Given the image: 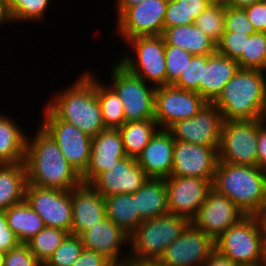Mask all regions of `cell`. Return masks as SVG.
I'll return each instance as SVG.
<instances>
[{
	"instance_id": "7c38bea8",
	"label": "cell",
	"mask_w": 266,
	"mask_h": 266,
	"mask_svg": "<svg viewBox=\"0 0 266 266\" xmlns=\"http://www.w3.org/2000/svg\"><path fill=\"white\" fill-rule=\"evenodd\" d=\"M207 101L194 91L164 85L156 87L154 120L160 129H168L179 120L194 117Z\"/></svg>"
},
{
	"instance_id": "d6986e66",
	"label": "cell",
	"mask_w": 266,
	"mask_h": 266,
	"mask_svg": "<svg viewBox=\"0 0 266 266\" xmlns=\"http://www.w3.org/2000/svg\"><path fill=\"white\" fill-rule=\"evenodd\" d=\"M149 179L135 158L125 157L100 173L90 184L103 196L133 194Z\"/></svg>"
},
{
	"instance_id": "1f68e13d",
	"label": "cell",
	"mask_w": 266,
	"mask_h": 266,
	"mask_svg": "<svg viewBox=\"0 0 266 266\" xmlns=\"http://www.w3.org/2000/svg\"><path fill=\"white\" fill-rule=\"evenodd\" d=\"M100 81L96 77V94L104 125L106 128H119L126 122L121 99L107 83Z\"/></svg>"
},
{
	"instance_id": "83f0119b",
	"label": "cell",
	"mask_w": 266,
	"mask_h": 266,
	"mask_svg": "<svg viewBox=\"0 0 266 266\" xmlns=\"http://www.w3.org/2000/svg\"><path fill=\"white\" fill-rule=\"evenodd\" d=\"M27 175L24 162L0 164V211L25 199Z\"/></svg>"
},
{
	"instance_id": "11a10c76",
	"label": "cell",
	"mask_w": 266,
	"mask_h": 266,
	"mask_svg": "<svg viewBox=\"0 0 266 266\" xmlns=\"http://www.w3.org/2000/svg\"><path fill=\"white\" fill-rule=\"evenodd\" d=\"M107 266H131V261L128 258L120 261H111Z\"/></svg>"
},
{
	"instance_id": "603a6c76",
	"label": "cell",
	"mask_w": 266,
	"mask_h": 266,
	"mask_svg": "<svg viewBox=\"0 0 266 266\" xmlns=\"http://www.w3.org/2000/svg\"><path fill=\"white\" fill-rule=\"evenodd\" d=\"M173 152L171 133L167 129H159L136 160L149 178L166 179L173 170Z\"/></svg>"
},
{
	"instance_id": "680465c9",
	"label": "cell",
	"mask_w": 266,
	"mask_h": 266,
	"mask_svg": "<svg viewBox=\"0 0 266 266\" xmlns=\"http://www.w3.org/2000/svg\"><path fill=\"white\" fill-rule=\"evenodd\" d=\"M262 219H263L264 225L266 227V209H265V212L262 215Z\"/></svg>"
},
{
	"instance_id": "f6af8a7d",
	"label": "cell",
	"mask_w": 266,
	"mask_h": 266,
	"mask_svg": "<svg viewBox=\"0 0 266 266\" xmlns=\"http://www.w3.org/2000/svg\"><path fill=\"white\" fill-rule=\"evenodd\" d=\"M19 244L20 241L8 226L4 211H0V251L8 252Z\"/></svg>"
},
{
	"instance_id": "7a4b0ae2",
	"label": "cell",
	"mask_w": 266,
	"mask_h": 266,
	"mask_svg": "<svg viewBox=\"0 0 266 266\" xmlns=\"http://www.w3.org/2000/svg\"><path fill=\"white\" fill-rule=\"evenodd\" d=\"M67 87L53 93L45 105L60 120L76 126L90 137L98 135L106 127L96 94V75L90 70L82 72Z\"/></svg>"
},
{
	"instance_id": "9c48e42d",
	"label": "cell",
	"mask_w": 266,
	"mask_h": 266,
	"mask_svg": "<svg viewBox=\"0 0 266 266\" xmlns=\"http://www.w3.org/2000/svg\"><path fill=\"white\" fill-rule=\"evenodd\" d=\"M43 112L44 119L40 126L57 143L67 162L81 176L89 164L92 137L76 126L60 120L46 105Z\"/></svg>"
},
{
	"instance_id": "d6a6232c",
	"label": "cell",
	"mask_w": 266,
	"mask_h": 266,
	"mask_svg": "<svg viewBox=\"0 0 266 266\" xmlns=\"http://www.w3.org/2000/svg\"><path fill=\"white\" fill-rule=\"evenodd\" d=\"M70 233L58 228L44 227L26 244L40 263H45Z\"/></svg>"
},
{
	"instance_id": "7402d4cb",
	"label": "cell",
	"mask_w": 266,
	"mask_h": 266,
	"mask_svg": "<svg viewBox=\"0 0 266 266\" xmlns=\"http://www.w3.org/2000/svg\"><path fill=\"white\" fill-rule=\"evenodd\" d=\"M105 218V199L91 184L72 189V235L80 236Z\"/></svg>"
},
{
	"instance_id": "bcb514c9",
	"label": "cell",
	"mask_w": 266,
	"mask_h": 266,
	"mask_svg": "<svg viewBox=\"0 0 266 266\" xmlns=\"http://www.w3.org/2000/svg\"><path fill=\"white\" fill-rule=\"evenodd\" d=\"M215 0H182L185 10L186 25L193 24L195 19Z\"/></svg>"
},
{
	"instance_id": "5bb4252c",
	"label": "cell",
	"mask_w": 266,
	"mask_h": 266,
	"mask_svg": "<svg viewBox=\"0 0 266 266\" xmlns=\"http://www.w3.org/2000/svg\"><path fill=\"white\" fill-rule=\"evenodd\" d=\"M223 122L221 111L207 102L194 117L179 120L167 130L174 140L219 148Z\"/></svg>"
},
{
	"instance_id": "8d00e7d4",
	"label": "cell",
	"mask_w": 266,
	"mask_h": 266,
	"mask_svg": "<svg viewBox=\"0 0 266 266\" xmlns=\"http://www.w3.org/2000/svg\"><path fill=\"white\" fill-rule=\"evenodd\" d=\"M83 250L80 236L69 234L44 264L46 266H72Z\"/></svg>"
},
{
	"instance_id": "ffe728a7",
	"label": "cell",
	"mask_w": 266,
	"mask_h": 266,
	"mask_svg": "<svg viewBox=\"0 0 266 266\" xmlns=\"http://www.w3.org/2000/svg\"><path fill=\"white\" fill-rule=\"evenodd\" d=\"M125 157L127 155L118 128H105L92 137L90 160L81 175L82 183L90 184L100 173L109 170Z\"/></svg>"
},
{
	"instance_id": "30bf717a",
	"label": "cell",
	"mask_w": 266,
	"mask_h": 266,
	"mask_svg": "<svg viewBox=\"0 0 266 266\" xmlns=\"http://www.w3.org/2000/svg\"><path fill=\"white\" fill-rule=\"evenodd\" d=\"M258 120L224 121L221 130L218 160L258 166Z\"/></svg>"
},
{
	"instance_id": "f35d334b",
	"label": "cell",
	"mask_w": 266,
	"mask_h": 266,
	"mask_svg": "<svg viewBox=\"0 0 266 266\" xmlns=\"http://www.w3.org/2000/svg\"><path fill=\"white\" fill-rule=\"evenodd\" d=\"M203 74V55H193L185 71L181 73L178 80L173 84L174 87L194 91L200 95V81Z\"/></svg>"
},
{
	"instance_id": "6da1fadb",
	"label": "cell",
	"mask_w": 266,
	"mask_h": 266,
	"mask_svg": "<svg viewBox=\"0 0 266 266\" xmlns=\"http://www.w3.org/2000/svg\"><path fill=\"white\" fill-rule=\"evenodd\" d=\"M37 129L33 138L29 134L26 141L27 185L63 191L80 185L81 176L67 162L57 143L40 125Z\"/></svg>"
},
{
	"instance_id": "2e32d148",
	"label": "cell",
	"mask_w": 266,
	"mask_h": 266,
	"mask_svg": "<svg viewBox=\"0 0 266 266\" xmlns=\"http://www.w3.org/2000/svg\"><path fill=\"white\" fill-rule=\"evenodd\" d=\"M215 249V240L189 223L159 261L164 266H201Z\"/></svg>"
},
{
	"instance_id": "8fae6325",
	"label": "cell",
	"mask_w": 266,
	"mask_h": 266,
	"mask_svg": "<svg viewBox=\"0 0 266 266\" xmlns=\"http://www.w3.org/2000/svg\"><path fill=\"white\" fill-rule=\"evenodd\" d=\"M168 0H143L127 8L116 20V36L126 42L137 36H159L164 31Z\"/></svg>"
},
{
	"instance_id": "681fc988",
	"label": "cell",
	"mask_w": 266,
	"mask_h": 266,
	"mask_svg": "<svg viewBox=\"0 0 266 266\" xmlns=\"http://www.w3.org/2000/svg\"><path fill=\"white\" fill-rule=\"evenodd\" d=\"M201 266H237L227 256L214 250L210 257Z\"/></svg>"
},
{
	"instance_id": "d4e9b609",
	"label": "cell",
	"mask_w": 266,
	"mask_h": 266,
	"mask_svg": "<svg viewBox=\"0 0 266 266\" xmlns=\"http://www.w3.org/2000/svg\"><path fill=\"white\" fill-rule=\"evenodd\" d=\"M165 42L186 50L192 55H211L216 43L193 24L166 28L162 34Z\"/></svg>"
},
{
	"instance_id": "816d5d0a",
	"label": "cell",
	"mask_w": 266,
	"mask_h": 266,
	"mask_svg": "<svg viewBox=\"0 0 266 266\" xmlns=\"http://www.w3.org/2000/svg\"><path fill=\"white\" fill-rule=\"evenodd\" d=\"M143 0H116L115 2V9L117 11H115L116 14V18H118L127 8L137 5L139 3H141Z\"/></svg>"
},
{
	"instance_id": "ee69618b",
	"label": "cell",
	"mask_w": 266,
	"mask_h": 266,
	"mask_svg": "<svg viewBox=\"0 0 266 266\" xmlns=\"http://www.w3.org/2000/svg\"><path fill=\"white\" fill-rule=\"evenodd\" d=\"M244 10L255 31L266 32V4L258 1Z\"/></svg>"
},
{
	"instance_id": "6f0895ef",
	"label": "cell",
	"mask_w": 266,
	"mask_h": 266,
	"mask_svg": "<svg viewBox=\"0 0 266 266\" xmlns=\"http://www.w3.org/2000/svg\"><path fill=\"white\" fill-rule=\"evenodd\" d=\"M5 252L0 251V266H4Z\"/></svg>"
},
{
	"instance_id": "f1b7e54d",
	"label": "cell",
	"mask_w": 266,
	"mask_h": 266,
	"mask_svg": "<svg viewBox=\"0 0 266 266\" xmlns=\"http://www.w3.org/2000/svg\"><path fill=\"white\" fill-rule=\"evenodd\" d=\"M4 213L8 226L15 233L20 243L26 244L45 227L43 219L25 199L10 206Z\"/></svg>"
},
{
	"instance_id": "484cf974",
	"label": "cell",
	"mask_w": 266,
	"mask_h": 266,
	"mask_svg": "<svg viewBox=\"0 0 266 266\" xmlns=\"http://www.w3.org/2000/svg\"><path fill=\"white\" fill-rule=\"evenodd\" d=\"M8 115L0 112V164L22 163L28 134Z\"/></svg>"
},
{
	"instance_id": "4fadbf2b",
	"label": "cell",
	"mask_w": 266,
	"mask_h": 266,
	"mask_svg": "<svg viewBox=\"0 0 266 266\" xmlns=\"http://www.w3.org/2000/svg\"><path fill=\"white\" fill-rule=\"evenodd\" d=\"M25 200L43 219L45 227L58 228L71 234L72 190L27 185Z\"/></svg>"
},
{
	"instance_id": "5b68a950",
	"label": "cell",
	"mask_w": 266,
	"mask_h": 266,
	"mask_svg": "<svg viewBox=\"0 0 266 266\" xmlns=\"http://www.w3.org/2000/svg\"><path fill=\"white\" fill-rule=\"evenodd\" d=\"M264 230L262 216H246L215 240L216 250L237 266L262 264Z\"/></svg>"
},
{
	"instance_id": "f546056e",
	"label": "cell",
	"mask_w": 266,
	"mask_h": 266,
	"mask_svg": "<svg viewBox=\"0 0 266 266\" xmlns=\"http://www.w3.org/2000/svg\"><path fill=\"white\" fill-rule=\"evenodd\" d=\"M104 199L106 218L131 235L142 222L134 194L121 193Z\"/></svg>"
},
{
	"instance_id": "ba28073f",
	"label": "cell",
	"mask_w": 266,
	"mask_h": 266,
	"mask_svg": "<svg viewBox=\"0 0 266 266\" xmlns=\"http://www.w3.org/2000/svg\"><path fill=\"white\" fill-rule=\"evenodd\" d=\"M134 56L125 53L118 62L129 72L155 87L167 85L165 40L159 36H137L125 44ZM133 56V57H132Z\"/></svg>"
},
{
	"instance_id": "44dd1931",
	"label": "cell",
	"mask_w": 266,
	"mask_h": 266,
	"mask_svg": "<svg viewBox=\"0 0 266 266\" xmlns=\"http://www.w3.org/2000/svg\"><path fill=\"white\" fill-rule=\"evenodd\" d=\"M80 238L84 249L96 251L110 261H120L129 257L128 248L127 251L121 249L124 246L130 247V235L107 218L83 232Z\"/></svg>"
},
{
	"instance_id": "f5cc1de1",
	"label": "cell",
	"mask_w": 266,
	"mask_h": 266,
	"mask_svg": "<svg viewBox=\"0 0 266 266\" xmlns=\"http://www.w3.org/2000/svg\"><path fill=\"white\" fill-rule=\"evenodd\" d=\"M225 6L244 9L245 7L251 6L260 0H220Z\"/></svg>"
},
{
	"instance_id": "7bdbcfd3",
	"label": "cell",
	"mask_w": 266,
	"mask_h": 266,
	"mask_svg": "<svg viewBox=\"0 0 266 266\" xmlns=\"http://www.w3.org/2000/svg\"><path fill=\"white\" fill-rule=\"evenodd\" d=\"M180 25H186L182 0H168L164 17V30Z\"/></svg>"
},
{
	"instance_id": "cb8c5ba5",
	"label": "cell",
	"mask_w": 266,
	"mask_h": 266,
	"mask_svg": "<svg viewBox=\"0 0 266 266\" xmlns=\"http://www.w3.org/2000/svg\"><path fill=\"white\" fill-rule=\"evenodd\" d=\"M239 68L236 60L225 57L217 51L211 55H203L200 95L207 102H213Z\"/></svg>"
},
{
	"instance_id": "52a82bcc",
	"label": "cell",
	"mask_w": 266,
	"mask_h": 266,
	"mask_svg": "<svg viewBox=\"0 0 266 266\" xmlns=\"http://www.w3.org/2000/svg\"><path fill=\"white\" fill-rule=\"evenodd\" d=\"M114 63L107 84L121 99L126 122L154 119L156 87L129 72L118 61Z\"/></svg>"
},
{
	"instance_id": "e575fe53",
	"label": "cell",
	"mask_w": 266,
	"mask_h": 266,
	"mask_svg": "<svg viewBox=\"0 0 266 266\" xmlns=\"http://www.w3.org/2000/svg\"><path fill=\"white\" fill-rule=\"evenodd\" d=\"M242 69L266 72V32H255L246 38L245 51L236 60Z\"/></svg>"
},
{
	"instance_id": "836d02e7",
	"label": "cell",
	"mask_w": 266,
	"mask_h": 266,
	"mask_svg": "<svg viewBox=\"0 0 266 266\" xmlns=\"http://www.w3.org/2000/svg\"><path fill=\"white\" fill-rule=\"evenodd\" d=\"M194 25L217 44L225 31V5L215 0L195 19Z\"/></svg>"
},
{
	"instance_id": "ac0fdd59",
	"label": "cell",
	"mask_w": 266,
	"mask_h": 266,
	"mask_svg": "<svg viewBox=\"0 0 266 266\" xmlns=\"http://www.w3.org/2000/svg\"><path fill=\"white\" fill-rule=\"evenodd\" d=\"M218 149L174 140L173 170L170 176L213 180Z\"/></svg>"
},
{
	"instance_id": "c3c4849f",
	"label": "cell",
	"mask_w": 266,
	"mask_h": 266,
	"mask_svg": "<svg viewBox=\"0 0 266 266\" xmlns=\"http://www.w3.org/2000/svg\"><path fill=\"white\" fill-rule=\"evenodd\" d=\"M257 156L258 167L266 170V119L258 120Z\"/></svg>"
},
{
	"instance_id": "9a60e30c",
	"label": "cell",
	"mask_w": 266,
	"mask_h": 266,
	"mask_svg": "<svg viewBox=\"0 0 266 266\" xmlns=\"http://www.w3.org/2000/svg\"><path fill=\"white\" fill-rule=\"evenodd\" d=\"M244 217H246L245 213L229 198L211 188L206 195V200L190 223L216 240Z\"/></svg>"
},
{
	"instance_id": "3957f363",
	"label": "cell",
	"mask_w": 266,
	"mask_h": 266,
	"mask_svg": "<svg viewBox=\"0 0 266 266\" xmlns=\"http://www.w3.org/2000/svg\"><path fill=\"white\" fill-rule=\"evenodd\" d=\"M212 103L224 121L266 119V72L239 68Z\"/></svg>"
},
{
	"instance_id": "4316f807",
	"label": "cell",
	"mask_w": 266,
	"mask_h": 266,
	"mask_svg": "<svg viewBox=\"0 0 266 266\" xmlns=\"http://www.w3.org/2000/svg\"><path fill=\"white\" fill-rule=\"evenodd\" d=\"M134 198L141 221L154 219L168 214L167 186L165 179L149 178L137 190Z\"/></svg>"
},
{
	"instance_id": "4dcf8cb0",
	"label": "cell",
	"mask_w": 266,
	"mask_h": 266,
	"mask_svg": "<svg viewBox=\"0 0 266 266\" xmlns=\"http://www.w3.org/2000/svg\"><path fill=\"white\" fill-rule=\"evenodd\" d=\"M159 129L154 119L125 122L119 127L127 157L136 159Z\"/></svg>"
},
{
	"instance_id": "e0dca14e",
	"label": "cell",
	"mask_w": 266,
	"mask_h": 266,
	"mask_svg": "<svg viewBox=\"0 0 266 266\" xmlns=\"http://www.w3.org/2000/svg\"><path fill=\"white\" fill-rule=\"evenodd\" d=\"M165 181L168 214L184 217L190 222L206 200L213 180L170 176Z\"/></svg>"
},
{
	"instance_id": "ab89813d",
	"label": "cell",
	"mask_w": 266,
	"mask_h": 266,
	"mask_svg": "<svg viewBox=\"0 0 266 266\" xmlns=\"http://www.w3.org/2000/svg\"><path fill=\"white\" fill-rule=\"evenodd\" d=\"M250 35L224 31L220 41L216 44V51L225 57L237 60L245 51L246 38Z\"/></svg>"
},
{
	"instance_id": "f907efd6",
	"label": "cell",
	"mask_w": 266,
	"mask_h": 266,
	"mask_svg": "<svg viewBox=\"0 0 266 266\" xmlns=\"http://www.w3.org/2000/svg\"><path fill=\"white\" fill-rule=\"evenodd\" d=\"M9 22L13 24L12 16L10 13L9 5H8V0H0V25H8L7 23ZM1 27V26H0Z\"/></svg>"
},
{
	"instance_id": "db71d44e",
	"label": "cell",
	"mask_w": 266,
	"mask_h": 266,
	"mask_svg": "<svg viewBox=\"0 0 266 266\" xmlns=\"http://www.w3.org/2000/svg\"><path fill=\"white\" fill-rule=\"evenodd\" d=\"M131 266H164L159 260H141L134 257H128Z\"/></svg>"
},
{
	"instance_id": "8992f818",
	"label": "cell",
	"mask_w": 266,
	"mask_h": 266,
	"mask_svg": "<svg viewBox=\"0 0 266 266\" xmlns=\"http://www.w3.org/2000/svg\"><path fill=\"white\" fill-rule=\"evenodd\" d=\"M189 223L186 218L172 214L143 220L130 235L129 257L159 260Z\"/></svg>"
},
{
	"instance_id": "74e56055",
	"label": "cell",
	"mask_w": 266,
	"mask_h": 266,
	"mask_svg": "<svg viewBox=\"0 0 266 266\" xmlns=\"http://www.w3.org/2000/svg\"><path fill=\"white\" fill-rule=\"evenodd\" d=\"M193 55L180 47L165 42L167 85H173L185 71Z\"/></svg>"
},
{
	"instance_id": "d590c367",
	"label": "cell",
	"mask_w": 266,
	"mask_h": 266,
	"mask_svg": "<svg viewBox=\"0 0 266 266\" xmlns=\"http://www.w3.org/2000/svg\"><path fill=\"white\" fill-rule=\"evenodd\" d=\"M52 0H8L13 24L19 22H40L46 15Z\"/></svg>"
},
{
	"instance_id": "7dc6e473",
	"label": "cell",
	"mask_w": 266,
	"mask_h": 266,
	"mask_svg": "<svg viewBox=\"0 0 266 266\" xmlns=\"http://www.w3.org/2000/svg\"><path fill=\"white\" fill-rule=\"evenodd\" d=\"M111 261L96 251L84 249L72 266H107Z\"/></svg>"
},
{
	"instance_id": "9f6ffc18",
	"label": "cell",
	"mask_w": 266,
	"mask_h": 266,
	"mask_svg": "<svg viewBox=\"0 0 266 266\" xmlns=\"http://www.w3.org/2000/svg\"><path fill=\"white\" fill-rule=\"evenodd\" d=\"M262 264H266V227L264 230V237H263V261Z\"/></svg>"
},
{
	"instance_id": "277c9868",
	"label": "cell",
	"mask_w": 266,
	"mask_h": 266,
	"mask_svg": "<svg viewBox=\"0 0 266 266\" xmlns=\"http://www.w3.org/2000/svg\"><path fill=\"white\" fill-rule=\"evenodd\" d=\"M212 188L229 198L246 216L266 209V170L218 161Z\"/></svg>"
},
{
	"instance_id": "b9f144b4",
	"label": "cell",
	"mask_w": 266,
	"mask_h": 266,
	"mask_svg": "<svg viewBox=\"0 0 266 266\" xmlns=\"http://www.w3.org/2000/svg\"><path fill=\"white\" fill-rule=\"evenodd\" d=\"M40 264L27 244L20 243L17 247L5 252L4 266H39Z\"/></svg>"
},
{
	"instance_id": "60d3db41",
	"label": "cell",
	"mask_w": 266,
	"mask_h": 266,
	"mask_svg": "<svg viewBox=\"0 0 266 266\" xmlns=\"http://www.w3.org/2000/svg\"><path fill=\"white\" fill-rule=\"evenodd\" d=\"M225 31L246 35L256 32L244 9L228 6H225Z\"/></svg>"
}]
</instances>
